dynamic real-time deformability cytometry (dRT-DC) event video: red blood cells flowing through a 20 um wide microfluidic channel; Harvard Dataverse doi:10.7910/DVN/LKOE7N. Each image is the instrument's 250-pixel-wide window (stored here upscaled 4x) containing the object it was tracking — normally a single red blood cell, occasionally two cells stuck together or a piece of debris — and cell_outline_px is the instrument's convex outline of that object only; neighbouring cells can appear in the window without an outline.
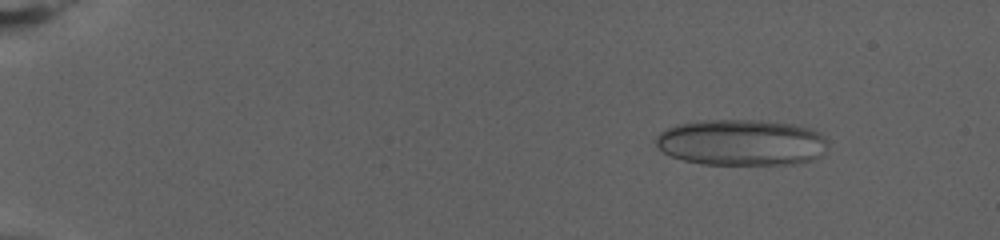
{"species": "human", "species_latin": "Homo sapiens", "temperature_condition": "warm", "stored_images_in_passage": 68, "camera_frame_rate_fps": 3000, "um_per_image_px": 0.085, "donor": {"sex": "female"}, "frame": {"image": 1, "passage_image": 2, "time_ms": 0.333, "image_size_px": [1000, 240], "cell_outline_px": [[828, 140], [820, 156], [812, 160], [792, 164], [704, 164], [684, 160], [672, 156], [664, 152], [656, 144], [656, 136], [660, 132], [676, 124], [700, 120], [760, 120], [792, 124], [808, 128], [820, 132]], "centroid_in_image_um": [63.02, 12.1], "position_along_channel_um": 22.0, "area_um2": 46.18}}
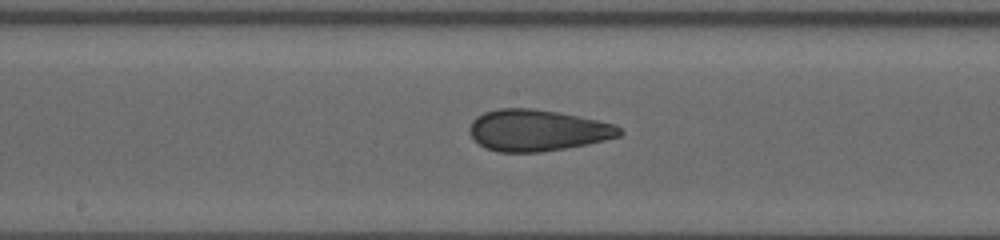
{"frame": {"image": 2, "passage_image": 35, "time_ms": 11.333, "image_size_px": [1000, 240], "cell_outline_px": [[624, 132], [620, 136], [604, 140], [564, 148], [540, 152], [500, 152], [484, 148], [468, 132], [468, 128], [472, 120], [476, 116], [484, 112], [500, 108], [532, 108], [556, 112], [616, 124]], "centroid_in_image_um": [45.64, 11.07], "position_along_channel_um": 202.6, "area_um2": 36.01}}
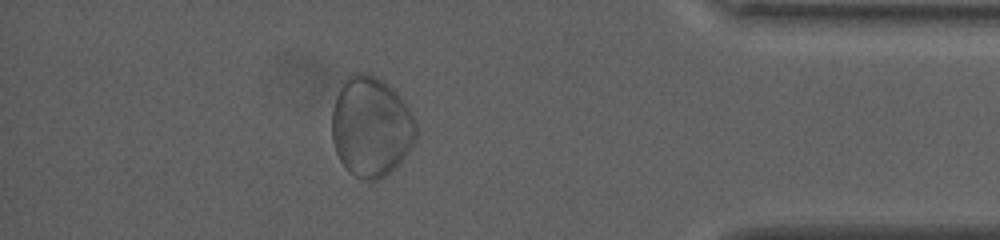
{"frame": {"image": 3, "passage_image": 60, "time_ms": 19.667, "image_size_px": [1000, 240], "cell_outline_px": [[416, 136], [412, 144], [404, 156], [384, 176], [376, 180], [364, 180], [348, 172], [344, 168], [336, 152], [332, 140], [332, 108], [336, 96], [348, 72], [368, 72], [384, 80], [400, 96], [412, 112], [416, 120]], "centroid_in_image_um": [31.51, 10.72], "position_along_channel_um": 403.7, "area_um2": 49.36}, "authors_computed_cell_mechanics": {"area_um2": 39.1017, "velocity_mm_per_s": 2.762, "shape_relaxation_time_tau1_ms": 8.4972, "shape_relaxation_time_tau2_ms": null, "deformation_change_tau1": 0.1392, "deformation_change_tau2": null}}